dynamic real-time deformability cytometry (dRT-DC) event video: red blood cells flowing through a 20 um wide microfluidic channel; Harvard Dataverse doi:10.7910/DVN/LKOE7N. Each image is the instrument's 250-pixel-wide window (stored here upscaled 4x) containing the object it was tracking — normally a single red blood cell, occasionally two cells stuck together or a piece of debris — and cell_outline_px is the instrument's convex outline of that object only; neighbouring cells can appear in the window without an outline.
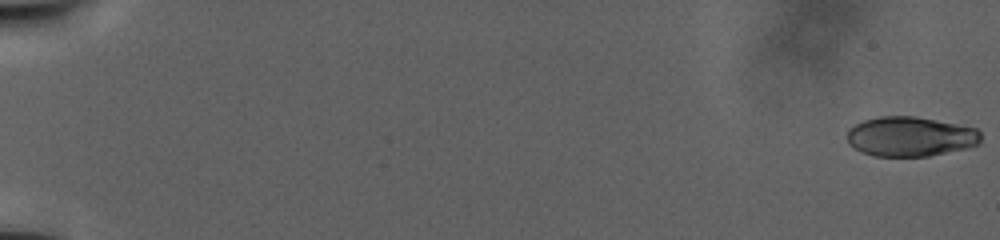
{"species": "human", "species_latin": "Homo sapiens", "temperature_condition": "warm", "stored_images_in_passage": 47, "camera_frame_rate_fps": 3000, "um_per_image_px": 0.085, "donor": {"sex": "male"}, "frame": {"image": 1, "passage_image": 1, "time_ms": 0.0, "image_size_px": [1000, 240], "cell_outline_px": [[980, 144], [968, 148], [928, 156], [872, 156], [860, 152], [848, 144], [848, 128], [864, 120], [880, 116], [916, 116], [976, 128], [980, 132]], "centroid_in_image_um": [77.37, 11.61], "position_along_channel_um": 7.6, "area_um2": 31.1}}
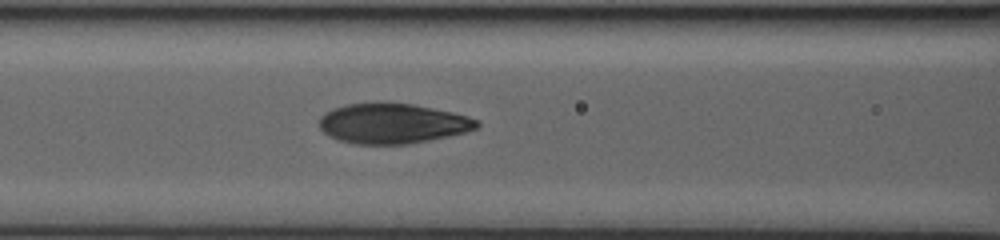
{"frame": {"image": 2, "passage_image": 26, "time_ms": 19.333, "image_size_px": [1000, 240], "cell_outline_px": [[480, 124], [476, 128], [464, 132], [448, 136], [408, 144], [356, 144], [336, 140], [328, 136], [320, 128], [320, 116], [324, 112], [332, 108], [348, 104], [376, 100], [412, 104], [452, 112], [468, 116], [480, 120]], "centroid_in_image_um": [33.32, 10.47], "position_along_channel_um": 133.3, "area_um2": 37.4}}
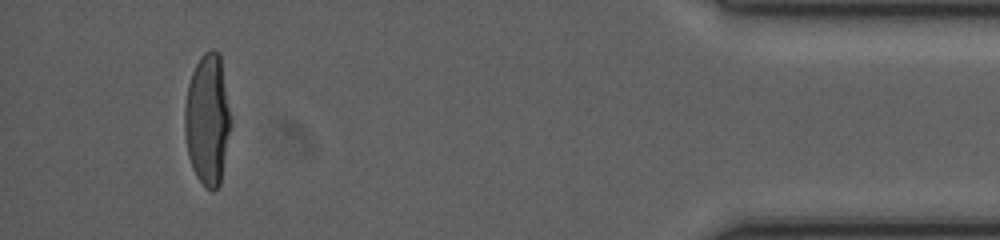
{"frame": {"image": 3, "passage_image": 45, "time_ms": 38.333, "image_size_px": [1000, 240], "cell_outline_px": [[232, 124], [220, 184], [212, 192], [204, 188], [196, 176], [192, 168], [188, 156], [184, 132], [184, 108], [188, 84], [192, 72], [200, 56], [204, 52], [212, 48], [220, 52], [232, 120]], "centroid_in_image_um": [17.65, 10.16], "position_along_channel_um": 417.6, "area_um2": 36.01}}